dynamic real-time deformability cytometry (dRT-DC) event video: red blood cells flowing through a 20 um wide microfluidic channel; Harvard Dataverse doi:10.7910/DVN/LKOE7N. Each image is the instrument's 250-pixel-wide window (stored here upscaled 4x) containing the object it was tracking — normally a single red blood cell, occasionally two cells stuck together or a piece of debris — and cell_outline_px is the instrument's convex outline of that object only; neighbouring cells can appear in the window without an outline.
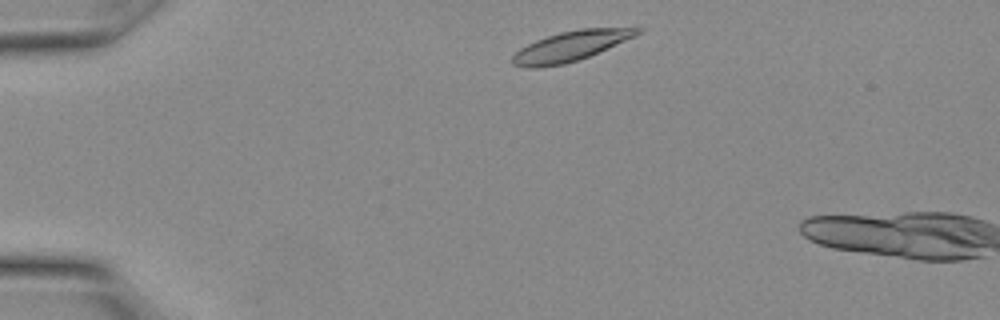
{"species": "Egyptian fruit bat (a non-hibernating species)", "species_latin": "Rousettus aegyptiacus", "temperature_condition": "warm", "stored_images_in_passage": 4, "camera_frame_rate_fps": 3000, "um_per_image_px": 0.085, "animal": {"sex": "female"}, "frame": {"image": 1, "passage_image": 2, "time_ms": 0.333, "image_size_px": [1000, 320], "cell_outline_px": [[644, 28], [640, 32], [624, 40], [588, 56], [564, 64], [536, 68], [528, 68], [512, 64], [512, 56], [520, 48], [536, 40], [560, 32], [580, 28]], "centroid_in_image_um": [48.42, 3.93], "position_along_channel_um": 36.6, "area_um2": 21.21}}